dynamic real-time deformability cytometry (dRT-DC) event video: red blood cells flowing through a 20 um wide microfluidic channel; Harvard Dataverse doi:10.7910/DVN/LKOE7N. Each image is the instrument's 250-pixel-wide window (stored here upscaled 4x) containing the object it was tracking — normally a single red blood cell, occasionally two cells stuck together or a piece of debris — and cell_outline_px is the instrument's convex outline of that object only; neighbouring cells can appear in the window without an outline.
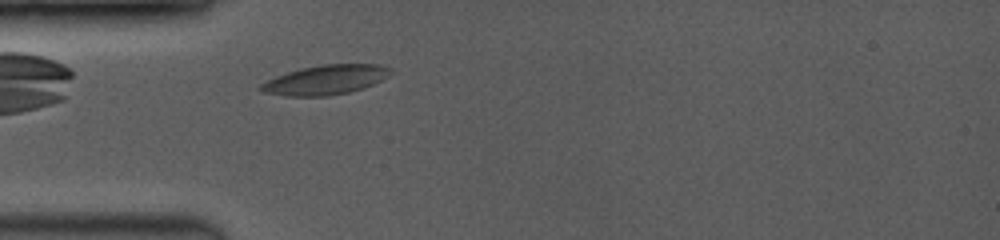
{"species": "common noctule bat (a hibernating species)", "species_latin": "Nyctalus noctula", "temperature_condition": "room temperature", "stored_images_in_passage": 4, "camera_frame_rate_fps": 3500, "um_per_image_px": 0.085, "animal": {"sex": "female", "body_mass_g": 19.0, "forearm_length_mm": 53.3}, "frame": {"image": 1, "passage_image": 2, "time_ms": 0.571, "image_size_px": [1000, 240], "cell_outline_px": [[392, 72], [380, 80], [364, 88], [348, 92], [328, 96], [288, 96], [264, 92], [256, 88], [260, 84], [276, 76], [300, 68], [324, 64], [376, 64], [388, 68]], "centroid_in_image_um": [27.62, 6.79], "position_along_channel_um": 57.4, "area_um2": 22.08}}
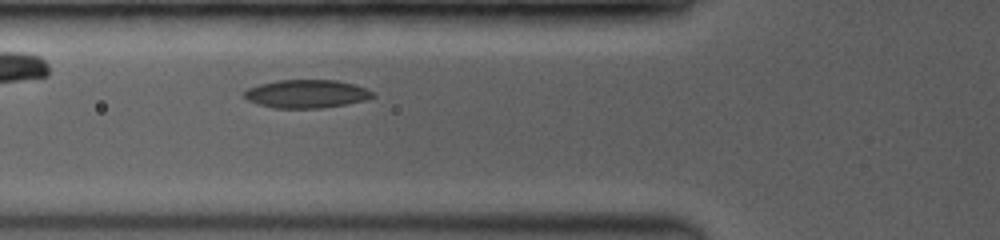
{"frame": {"image": 2, "passage_image": 4, "time_ms": 1.714, "image_size_px": [1000, 240], "cell_outline_px": [[376, 96], [364, 100], [344, 104], [320, 108], [272, 108], [256, 104], [248, 100], [244, 96], [244, 92], [248, 88], [260, 84], [276, 80], [336, 80], [352, 84], [364, 88], [372, 92]], "centroid_in_image_um": [26.0, 7.98], "position_along_channel_um": 99.8, "area_um2": 20.98}}